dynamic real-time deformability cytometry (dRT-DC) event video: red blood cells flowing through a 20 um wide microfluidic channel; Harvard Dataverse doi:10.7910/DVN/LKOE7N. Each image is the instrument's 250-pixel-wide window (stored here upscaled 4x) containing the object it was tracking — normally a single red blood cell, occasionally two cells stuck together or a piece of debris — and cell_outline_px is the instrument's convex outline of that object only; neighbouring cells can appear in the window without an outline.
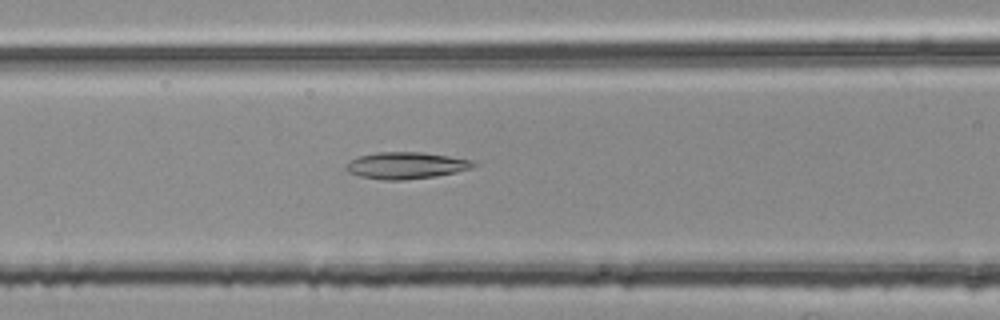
{"species": "common noctule bat (a hibernating species)", "species_latin": "Nyctalus noctula", "temperature_condition": "room temperature", "stored_images_in_passage": 42, "camera_frame_rate_fps": 3000, "um_per_image_px": 0.085, "animal": {"sex": "female", "body_mass_g": 25.1}, "frame": {"image": 1, "passage_image": 10, "time_ms": 3.0, "image_size_px": [1000, 320], "cell_outline_px": [[480, 164], [472, 168], [456, 172], [436, 176], [404, 180], [384, 180], [360, 176], [348, 172], [344, 168], [352, 160], [360, 156], [376, 152], [420, 152], [448, 156], [472, 160]], "centroid_in_image_um": [34.55, 14.07], "position_along_channel_um": 132.0, "area_um2": 19.77}}
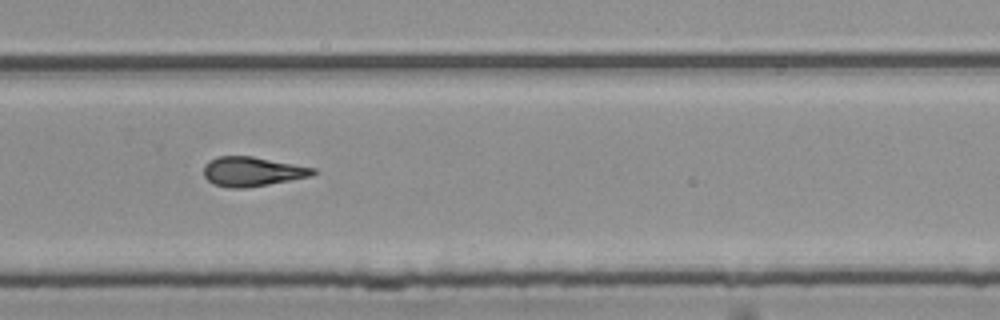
{"frame": {"image": 2, "passage_image": 24, "time_ms": 7.667, "image_size_px": [1000, 320], "cell_outline_px": [[320, 172], [312, 176], [268, 184], [244, 188], [228, 188], [212, 184], [204, 176], [204, 164], [208, 160], [216, 156], [252, 156], [316, 168]], "centroid_in_image_um": [21.44, 14.58], "position_along_channel_um": 308.4, "area_um2": 18.96}}
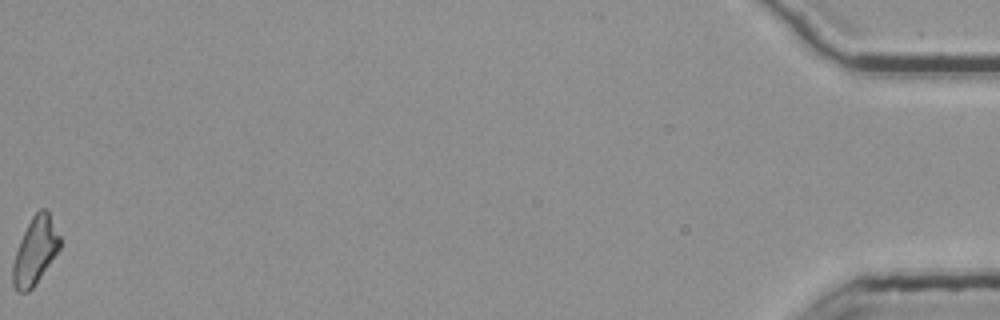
{"frame": {"image": 3, "passage_image": 42, "time_ms": 13.667, "image_size_px": [1000, 320], "cell_outline_px": [[60, 248], [32, 288], [28, 292], [16, 292], [12, 284], [12, 264], [20, 240], [32, 216], [40, 208], [48, 208], [60, 236]], "centroid_in_image_um": [2.98, 21.31], "position_along_channel_um": 432.2, "area_um2": 18.38}, "authors_computed_cell_mechanics": {"area_um2": 18.5538, "velocity_mm_per_s": 3.7866, "shape_relaxation_time_tau1_ms": null, "shape_relaxation_time_tau2_ms": 3.8246, "deformation_change_tau1": null, "deformation_change_tau2": 0.1463}}